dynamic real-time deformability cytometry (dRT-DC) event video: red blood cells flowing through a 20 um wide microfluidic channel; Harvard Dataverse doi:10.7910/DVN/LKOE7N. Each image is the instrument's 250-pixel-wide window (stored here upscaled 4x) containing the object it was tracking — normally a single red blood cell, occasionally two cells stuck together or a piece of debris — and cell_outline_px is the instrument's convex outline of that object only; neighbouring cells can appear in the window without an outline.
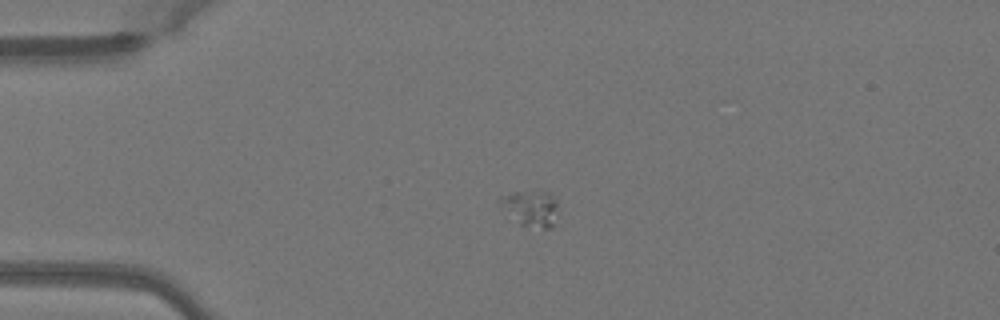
{"species": "Egyptian fruit bat (a non-hibernating species)", "species_latin": "Rousettus aegyptiacus", "temperature_condition": "warm", "stored_images_in_passage": 40, "camera_frame_rate_fps": 3000, "um_per_image_px": 0.085, "animal": {"sex": "female"}, "frame": {"image": 1, "passage_image": 1, "time_ms": 0.0, "image_size_px": [1000, 320], "cell_outline_px": [[556, 208], [552, 228], [544, 228], [520, 224], [496, 200], [500, 196], [512, 192], [548, 192], [556, 200]], "centroid_in_image_um": [45.09, 17.68], "position_along_channel_um": 39.9, "area_um2": 11.62}}
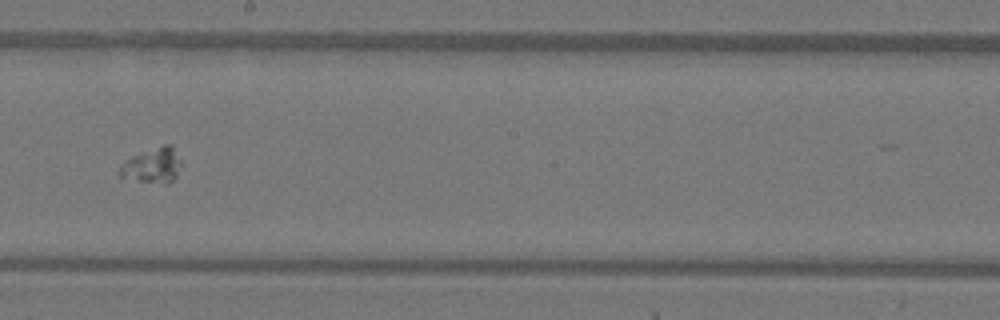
{"frame": {"image": 2, "passage_image": 18, "time_ms": 5.667, "image_size_px": [1000, 320], "cell_outline_px": [[184, 164], [176, 176], [168, 184], [140, 180], [120, 176], [120, 164], [132, 156], [164, 144], [172, 144]], "centroid_in_image_um": [13.05, 14.03], "position_along_channel_um": 235.2, "area_um2": 12.54}}
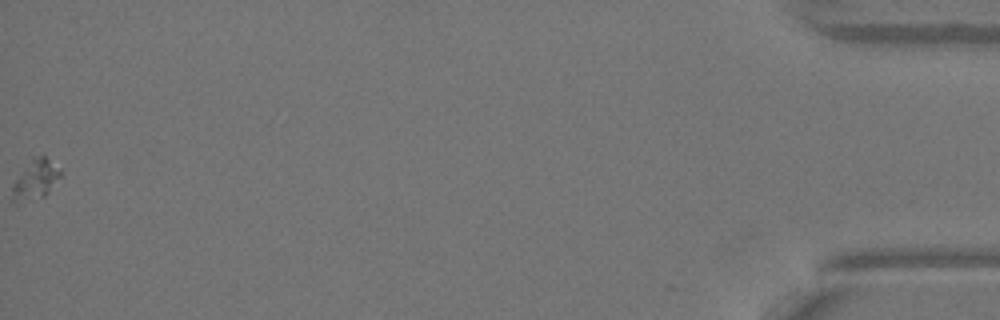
{"frame": {"image": 3, "passage_image": 40, "time_ms": 13.0, "image_size_px": [1000, 320], "cell_outline_px": [[60, 176], [48, 192], [44, 196], [36, 200], [12, 200], [12, 188], [16, 180], [32, 156], [44, 156], [60, 172]], "centroid_in_image_um": [3.0, 15.27], "position_along_channel_um": 432.2, "area_um2": 10.46}}